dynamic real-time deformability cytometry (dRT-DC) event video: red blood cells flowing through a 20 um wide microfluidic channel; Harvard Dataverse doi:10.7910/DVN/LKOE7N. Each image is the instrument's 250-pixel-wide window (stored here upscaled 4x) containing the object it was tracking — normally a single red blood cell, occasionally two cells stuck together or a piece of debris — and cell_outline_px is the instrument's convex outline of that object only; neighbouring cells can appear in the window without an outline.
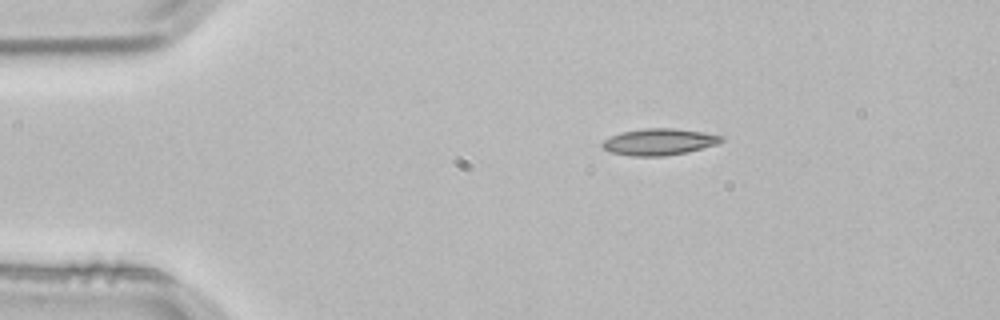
{"species": "common noctule bat (a hibernating species)", "species_latin": "Nyctalus noctula", "temperature_condition": "room temperature", "stored_images_in_passage": 3, "camera_frame_rate_fps": 3000, "um_per_image_px": 0.085, "animal": {"sex": "male", "body_mass_g": 21.5, "forearm_length_mm": 52.0}, "frame": {"image": 1, "passage_image": 3, "time_ms": 0.667, "image_size_px": [1000, 320], "cell_outline_px": [[724, 140], [716, 144], [688, 152], [664, 156], [632, 156], [608, 152], [600, 144], [604, 140], [620, 132], [644, 128], [672, 128], [700, 132], [724, 136]], "centroid_in_image_um": [55.99, 12.06], "position_along_channel_um": 29.0, "area_um2": 18.38}}